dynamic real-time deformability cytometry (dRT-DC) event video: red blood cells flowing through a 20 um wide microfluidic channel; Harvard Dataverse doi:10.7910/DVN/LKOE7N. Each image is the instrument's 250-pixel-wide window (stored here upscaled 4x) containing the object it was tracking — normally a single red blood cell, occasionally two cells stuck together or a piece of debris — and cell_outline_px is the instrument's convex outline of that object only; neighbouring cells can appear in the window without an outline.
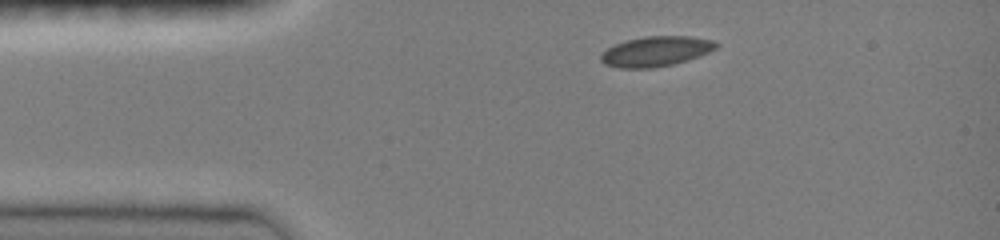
{"species": "common noctule bat (a hibernating species)", "species_latin": "Nyctalus noctula", "temperature_condition": "room temperature", "stored_images_in_passage": 36, "camera_frame_rate_fps": 3000, "um_per_image_px": 0.085, "animal": {"sex": "female", "body_mass_g": 19.0, "forearm_length_mm": 51.5}, "frame": {"image": 1, "passage_image": 1, "time_ms": 0.0, "image_size_px": [1000, 240], "cell_outline_px": [[720, 44], [716, 48], [700, 56], [688, 60], [672, 64], [652, 68], [620, 68], [604, 64], [600, 60], [600, 52], [616, 44], [628, 40], [644, 36], [688, 36], [716, 40]], "centroid_in_image_um": [55.76, 4.36], "position_along_channel_um": 29.2, "area_um2": 20.29}}
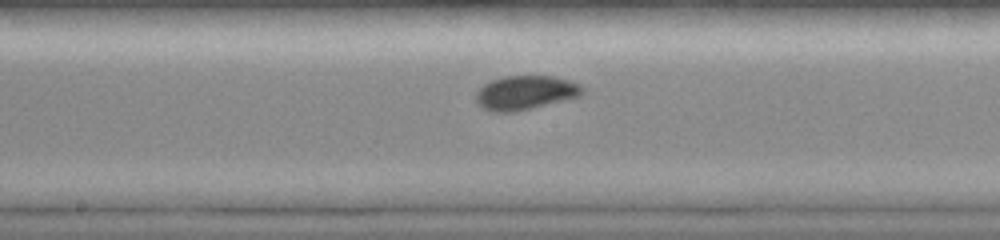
{"frame": {"image": 2, "passage_image": 17, "time_ms": 5.333, "image_size_px": [1000, 240], "cell_outline_px": [[584, 92], [580, 96], [516, 112], [492, 112], [484, 108], [476, 100], [476, 92], [484, 84], [492, 80], [504, 76], [552, 76], [572, 80], [580, 84], [584, 88]], "centroid_in_image_um": [44.69, 7.87], "position_along_channel_um": 203.5, "area_um2": 21.15}}
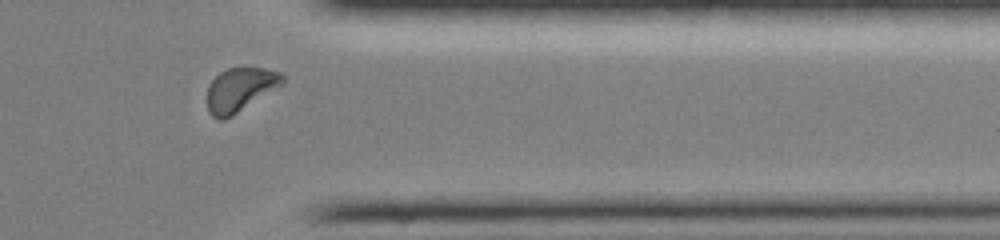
{"frame": {"image": 3, "passage_image": 31, "time_ms": 10.0, "image_size_px": [1000, 240], "cell_outline_px": [[284, 84], [232, 116], [224, 120], [220, 120], [212, 116], [208, 112], [208, 84], [220, 72], [228, 68], [264, 68], [280, 72], [284, 76]], "centroid_in_image_um": [20.42, 7.62], "position_along_channel_um": 391.0, "area_um2": 19.25}, "authors_computed_cell_mechanics": {"area_um2": 19.9121, "velocity_mm_per_s": 4.0307, "shape_relaxation_time_tau1_ms": 4.6007, "shape_relaxation_time_tau2_ms": null, "deformation_change_tau1": 0.0985, "deformation_change_tau2": null}}